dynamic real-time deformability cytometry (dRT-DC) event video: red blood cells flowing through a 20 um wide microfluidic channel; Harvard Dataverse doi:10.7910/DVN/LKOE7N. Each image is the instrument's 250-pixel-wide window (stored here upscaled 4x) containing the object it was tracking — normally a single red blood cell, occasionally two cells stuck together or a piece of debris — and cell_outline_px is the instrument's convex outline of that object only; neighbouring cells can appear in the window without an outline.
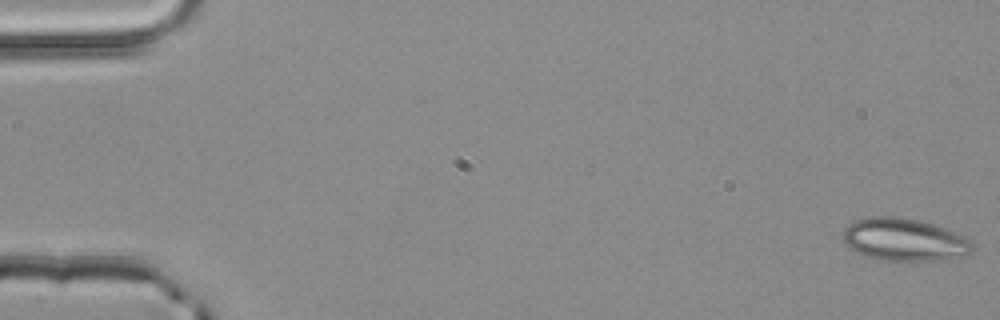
{"species": "common noctule bat (a hibernating species)", "species_latin": "Nyctalus noctula", "temperature_condition": "room temperature", "stored_images_in_passage": 52, "camera_frame_rate_fps": 3000, "um_per_image_px": 0.085, "animal": {"sex": "male", "body_mass_g": 20.4}, "frame": {"image": 1, "passage_image": 1, "time_ms": 0.0, "image_size_px": [1000, 320], "cell_outline_px": [[972, 252], [936, 260], [916, 264], [880, 260], [864, 256], [848, 248], [844, 240], [844, 232], [848, 224], [856, 220], [872, 216], [896, 216], [920, 220], [932, 224], [964, 236], [972, 244]], "centroid_in_image_um": [76.8, 20.4], "position_along_channel_um": 8.2, "area_um2": 32.43}}
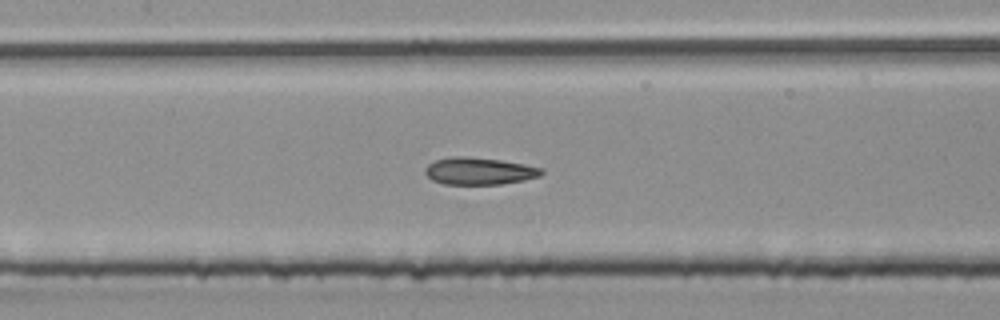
{"frame": {"image": 2, "passage_image": 25, "time_ms": 8.0, "image_size_px": [1000, 320], "cell_outline_px": [[544, 172], [540, 176], [524, 180], [500, 184], [444, 184], [432, 180], [424, 172], [424, 168], [428, 164], [436, 160], [452, 156], [468, 156], [500, 160], [524, 164], [544, 168]], "centroid_in_image_um": [40.73, 14.53], "position_along_channel_um": 166.7, "area_um2": 18.5}}
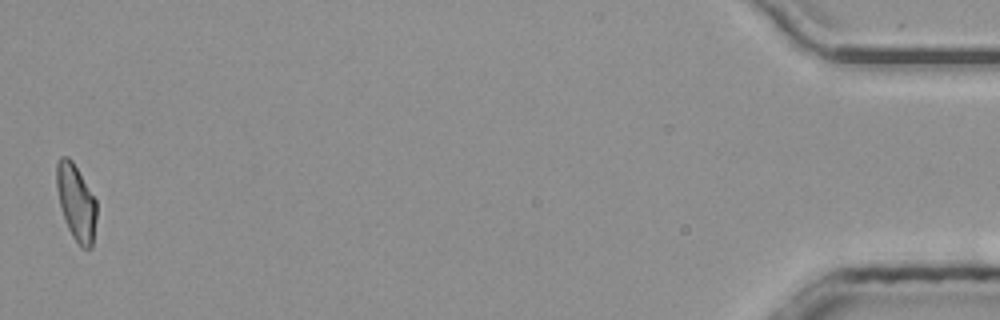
{"frame": {"image": 3, "passage_image": 52, "time_ms": 17.0, "image_size_px": [1000, 320], "cell_outline_px": [[96, 220], [92, 248], [80, 248], [72, 236], [68, 228], [60, 204], [56, 188], [56, 164], [60, 156], [68, 156], [72, 160], [96, 200]], "centroid_in_image_um": [6.47, 17.2], "position_along_channel_um": 428.7, "area_um2": 17.69}, "authors_computed_cell_mechanics": {"area_um2": 18.6983, "velocity_mm_per_s": 4.0259, "shape_relaxation_time_tau1_ms": null, "shape_relaxation_time_tau2_ms": 3.0951, "deformation_change_tau1": null, "deformation_change_tau2": 0.1044}}